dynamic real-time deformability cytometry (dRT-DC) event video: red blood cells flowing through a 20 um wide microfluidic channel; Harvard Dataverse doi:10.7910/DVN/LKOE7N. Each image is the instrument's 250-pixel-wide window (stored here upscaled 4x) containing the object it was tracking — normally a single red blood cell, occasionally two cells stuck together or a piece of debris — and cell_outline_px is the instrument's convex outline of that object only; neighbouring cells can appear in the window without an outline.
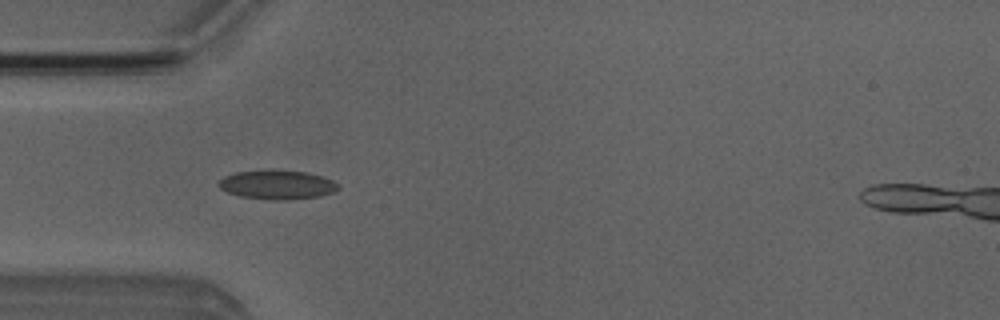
{"species": "Egyptian fruit bat (a non-hibernating species)", "species_latin": "Rousettus aegyptiacus", "temperature_condition": "room temperature", "stored_images_in_passage": 7, "camera_frame_rate_fps": 3000, "um_per_image_px": 0.085, "animal": {"sex": "male"}, "frame": {"image": 1, "passage_image": 3, "time_ms": 3.333, "image_size_px": [1000, 320], "cell_outline_px": [[340, 188], [336, 192], [320, 196], [284, 200], [272, 200], [240, 196], [228, 192], [220, 188], [216, 184], [224, 176], [236, 172], [304, 172], [320, 176], [332, 180], [340, 184]], "centroid_in_image_um": [23.59, 15.74], "position_along_channel_um": 61.4, "area_um2": 19.65}}
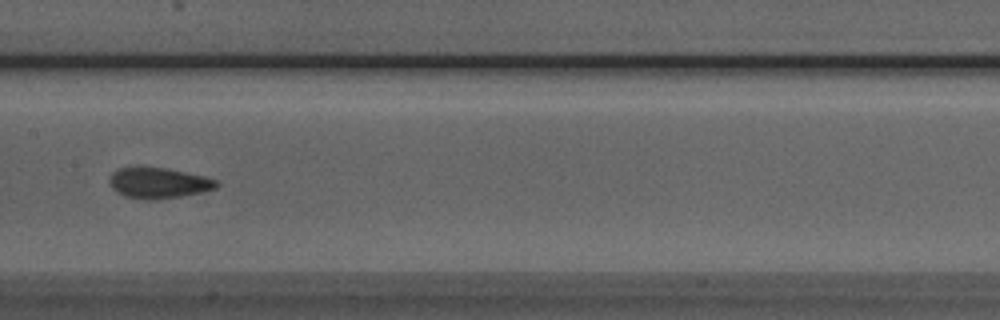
{"frame": {"image": 2, "passage_image": 6, "time_ms": 6.667, "image_size_px": [1000, 320], "cell_outline_px": [[220, 184], [216, 188], [200, 192], [180, 196], [156, 200], [144, 200], [124, 196], [116, 192], [112, 188], [108, 180], [112, 172], [116, 168], [164, 168], [204, 176], [216, 180]], "centroid_in_image_um": [13.44, 15.57], "position_along_channel_um": 194.0, "area_um2": 19.02}}
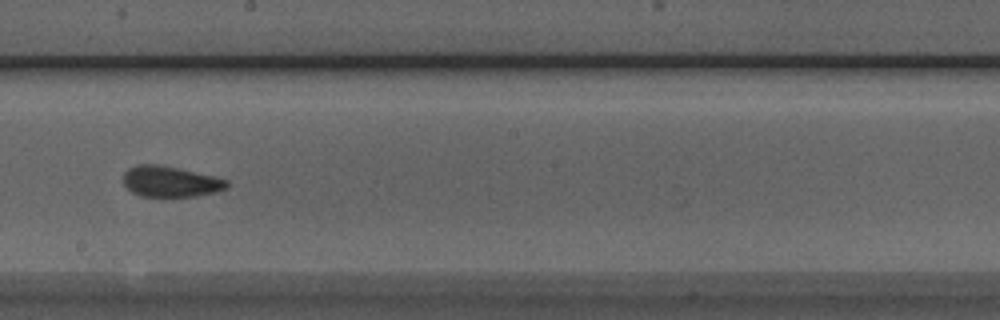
{"frame": {"image": 3, "passage_image": 7, "time_ms": 7.667, "image_size_px": [1000, 320], "cell_outline_px": [[228, 188], [216, 192], [196, 196], [140, 196], [132, 192], [124, 184], [124, 172], [128, 168], [136, 164], [156, 164], [180, 168], [228, 180]], "centroid_in_image_um": [14.48, 15.42], "position_along_channel_um": 233.7, "area_um2": 18.55}}